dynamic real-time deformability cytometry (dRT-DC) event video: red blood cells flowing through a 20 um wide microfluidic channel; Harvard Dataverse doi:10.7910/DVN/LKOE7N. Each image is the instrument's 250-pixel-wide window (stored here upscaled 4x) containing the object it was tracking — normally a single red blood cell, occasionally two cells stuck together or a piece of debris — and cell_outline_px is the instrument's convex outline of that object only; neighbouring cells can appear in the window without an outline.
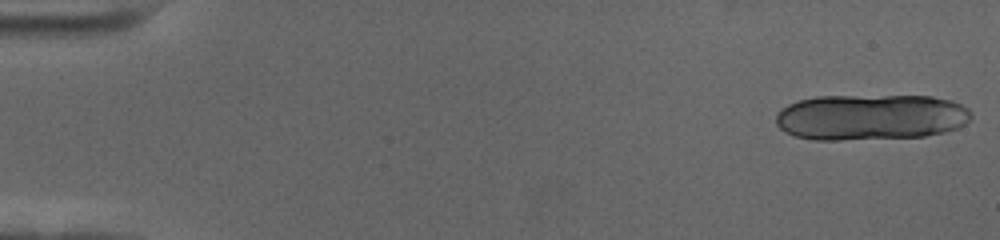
{"species": "human", "species_latin": "Homo sapiens", "temperature_condition": "cold", "stored_images_in_passage": 20, "camera_frame_rate_fps": 3000, "um_per_image_px": 0.085, "donor": {"sex": "female"}, "frame": {"image": 1, "passage_image": 1, "time_ms": 0.0, "image_size_px": [1000, 240], "cell_outline_px": [[972, 116], [964, 124], [956, 128], [944, 132], [924, 136], [840, 140], [812, 140], [796, 136], [784, 132], [776, 124], [776, 112], [780, 108], [788, 104], [800, 100], [816, 96], [932, 96], [952, 100], [968, 108], [972, 112]], "centroid_in_image_um": [73.98, 9.95], "position_along_channel_um": 11.0, "area_um2": 52.6}}